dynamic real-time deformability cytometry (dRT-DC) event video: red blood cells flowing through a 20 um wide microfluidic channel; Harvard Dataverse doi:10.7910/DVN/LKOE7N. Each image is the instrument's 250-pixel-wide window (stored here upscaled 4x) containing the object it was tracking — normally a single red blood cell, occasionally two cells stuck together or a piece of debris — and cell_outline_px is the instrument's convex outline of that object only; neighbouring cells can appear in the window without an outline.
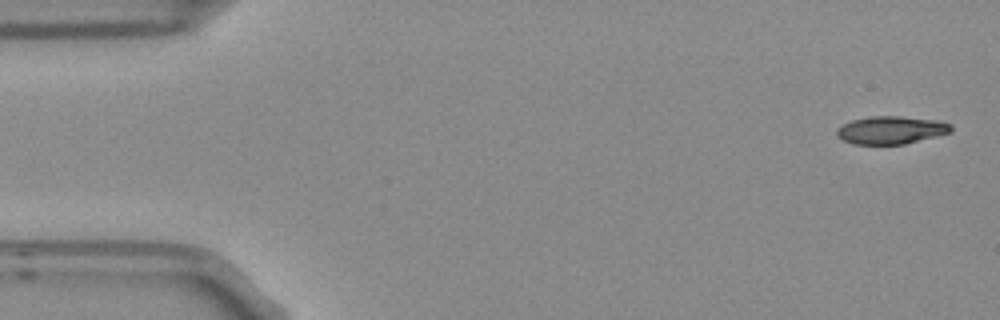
{"species": "Egyptian fruit bat (a non-hibernating species)", "species_latin": "Rousettus aegyptiacus", "temperature_condition": "room temperature", "stored_images_in_passage": 4, "camera_frame_rate_fps": 3000, "um_per_image_px": 0.085, "frame": {"image": 1, "passage_image": 1, "time_ms": 0.0, "image_size_px": [1000, 320], "cell_outline_px": [[952, 132], [904, 144], [852, 144], [836, 136], [836, 128], [852, 120], [872, 116], [900, 116], [936, 120], [952, 124]], "centroid_in_image_um": [75.73, 11.05], "position_along_channel_um": 9.3, "area_um2": 18.5}}
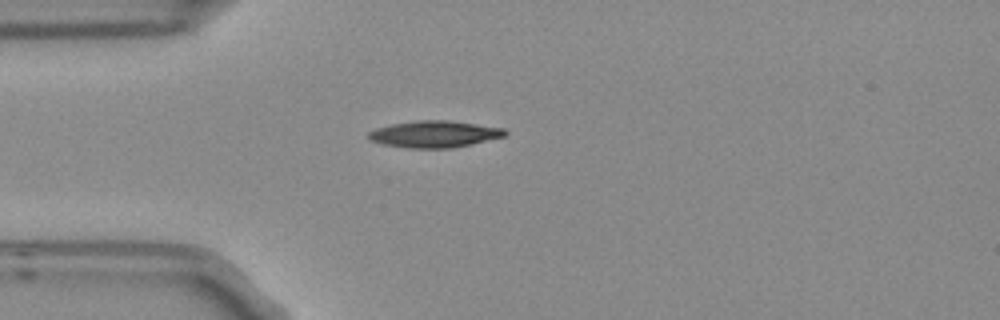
{"frame": {"image": 2, "passage_image": 4, "time_ms": 1.0, "image_size_px": [1000, 320], "cell_outline_px": [[508, 132], [504, 136], [452, 148], [412, 148], [384, 144], [372, 140], [368, 136], [368, 132], [376, 128], [392, 124], [416, 120], [448, 120], [504, 128]], "centroid_in_image_um": [36.93, 11.39], "position_along_channel_um": 48.1, "area_um2": 20.92}}